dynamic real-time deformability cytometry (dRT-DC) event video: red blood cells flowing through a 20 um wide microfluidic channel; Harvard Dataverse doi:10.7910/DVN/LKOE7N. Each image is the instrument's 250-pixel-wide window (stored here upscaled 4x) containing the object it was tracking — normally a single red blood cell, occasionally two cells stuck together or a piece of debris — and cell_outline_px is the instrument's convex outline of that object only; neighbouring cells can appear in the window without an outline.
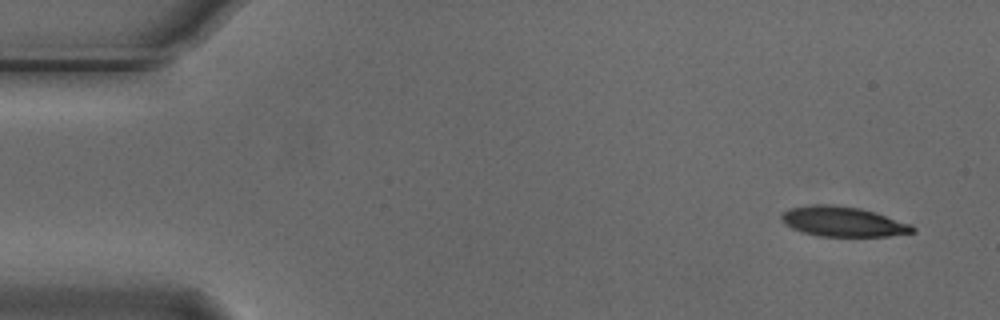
{"species": "Egyptian fruit bat (a non-hibernating species)", "species_latin": "Rousettus aegyptiacus", "temperature_condition": "cold", "stored_images_in_passage": 5, "camera_frame_rate_fps": 3000, "um_per_image_px": 0.085, "animal": {"sex": "male"}, "frame": {"image": 1, "passage_image": 1, "time_ms": 0.0, "image_size_px": [1000, 320], "cell_outline_px": [[916, 232], [888, 236], [820, 236], [804, 232], [792, 228], [784, 224], [780, 220], [780, 216], [788, 208], [812, 204], [832, 204], [860, 208], [876, 212], [912, 224], [916, 228]], "centroid_in_image_um": [71.66, 18.82], "position_along_channel_um": 13.3, "area_um2": 23.12}}
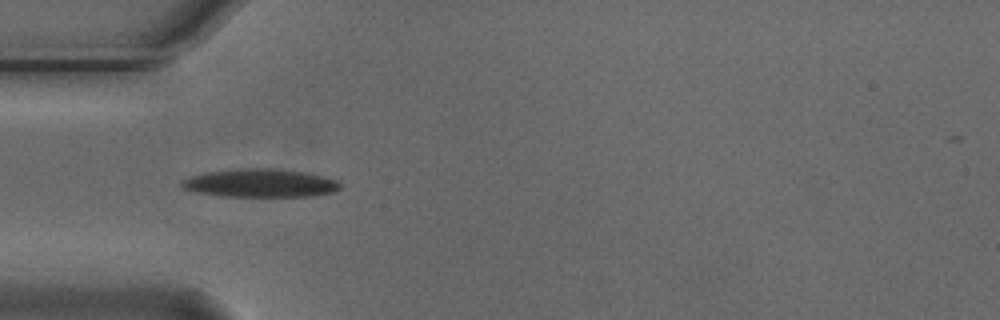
{"frame": {"image": 2, "passage_image": 4, "time_ms": 1.0, "image_size_px": [1000, 320], "cell_outline_px": [[340, 188], [332, 192], [312, 196], [220, 196], [196, 192], [184, 188], [180, 184], [180, 180], [204, 172], [240, 168], [276, 168], [304, 172], [324, 176], [336, 180], [340, 184]], "centroid_in_image_um": [22.1, 15.55], "position_along_channel_um": 62.9, "area_um2": 26.13}}
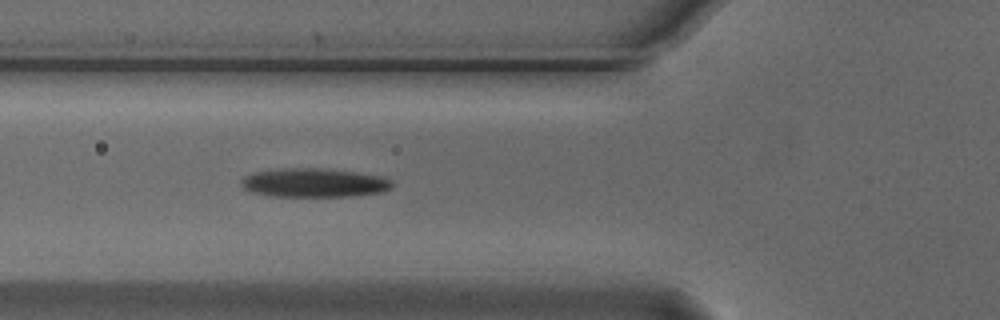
{"frame": {"image": 3, "passage_image": 5, "time_ms": 1.333, "image_size_px": [1000, 320], "cell_outline_px": [[396, 184], [392, 188], [380, 192], [348, 196], [268, 196], [252, 192], [244, 188], [240, 184], [240, 180], [244, 176], [252, 172], [284, 168], [320, 168], [356, 172], [384, 176], [392, 180]], "centroid_in_image_um": [26.7, 15.53], "position_along_channel_um": 99.1, "area_um2": 25.61}}